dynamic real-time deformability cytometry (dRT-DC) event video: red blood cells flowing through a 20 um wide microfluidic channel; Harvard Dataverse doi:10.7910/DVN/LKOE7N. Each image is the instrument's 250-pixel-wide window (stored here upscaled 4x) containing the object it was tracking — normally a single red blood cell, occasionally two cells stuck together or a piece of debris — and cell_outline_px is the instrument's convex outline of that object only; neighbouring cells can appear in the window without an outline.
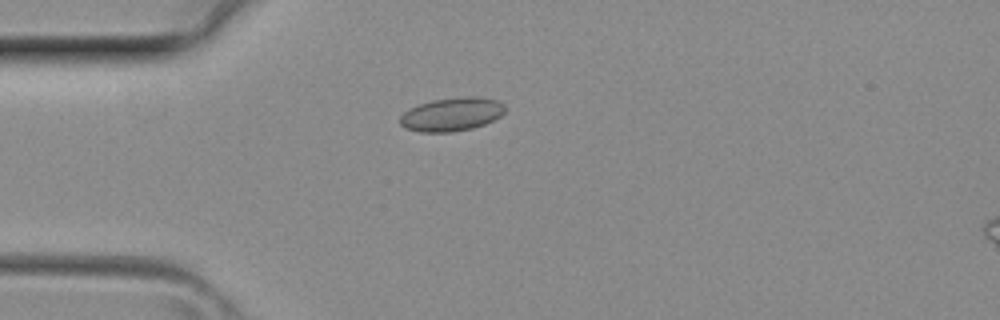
{"species": "common noctule bat (a hibernating species)", "species_latin": "Nyctalus noctula", "temperature_condition": "room temperature", "stored_images_in_passage": 27, "camera_frame_rate_fps": 3000, "um_per_image_px": 0.085, "animal": {"sex": "female", "body_mass_g": 29.2, "forearm_length_mm": 56.3}, "frame": {"image": 1, "passage_image": 7, "time_ms": 2.0, "image_size_px": [1000, 320], "cell_outline_px": [[504, 112], [500, 116], [484, 124], [472, 128], [452, 132], [420, 132], [404, 128], [400, 124], [400, 116], [404, 112], [420, 104], [432, 100], [468, 96], [476, 96], [496, 100], [504, 104]], "centroid_in_image_um": [38.38, 9.72], "position_along_channel_um": 46.6, "area_um2": 20.35}}
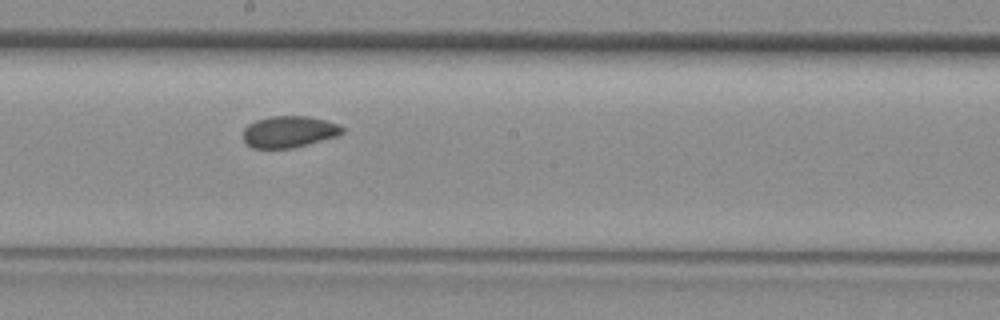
{"frame": {"image": 2, "passage_image": 18, "time_ms": 5.667, "image_size_px": [1000, 320], "cell_outline_px": [[344, 132], [340, 136], [292, 148], [252, 148], [244, 140], [244, 128], [248, 124], [256, 120], [272, 116], [308, 116], [340, 124], [344, 128]], "centroid_in_image_um": [24.61, 11.2], "position_along_channel_um": 223.6, "area_um2": 18.32}}
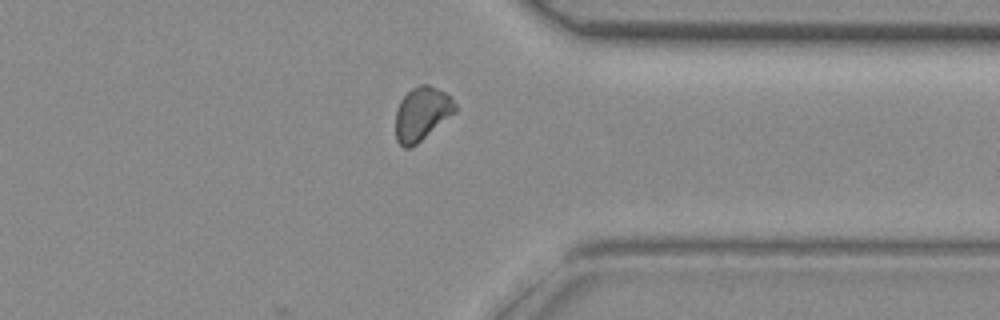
{"frame": {"image": 3, "passage_image": 27, "time_ms": 8.667, "image_size_px": [1000, 320], "cell_outline_px": [[456, 112], [416, 144], [408, 148], [404, 148], [396, 140], [396, 108], [400, 100], [412, 88], [420, 84], [428, 84], [452, 96], [456, 104]], "centroid_in_image_um": [35.86, 9.65], "position_along_channel_um": 375.5, "area_um2": 18.55}}